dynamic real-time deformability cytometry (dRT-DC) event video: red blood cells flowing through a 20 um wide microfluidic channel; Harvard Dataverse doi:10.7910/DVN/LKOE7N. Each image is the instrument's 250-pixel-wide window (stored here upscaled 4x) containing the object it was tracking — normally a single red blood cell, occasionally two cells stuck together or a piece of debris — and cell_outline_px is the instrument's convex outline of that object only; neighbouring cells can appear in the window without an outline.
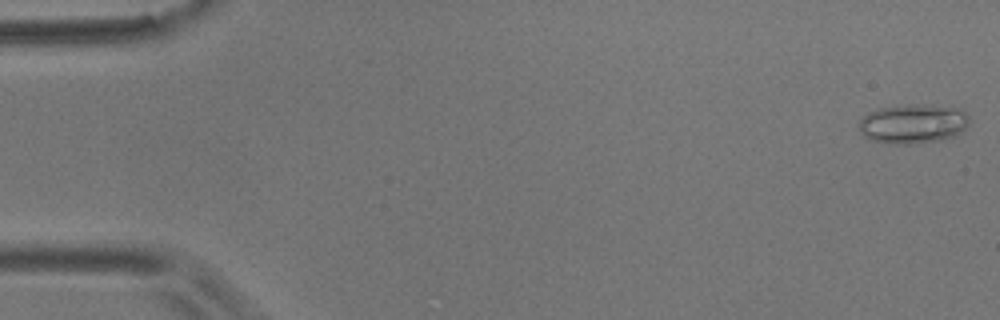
{"species": "common noctule bat (a hibernating species)", "species_latin": "Nyctalus noctula", "temperature_condition": "room temperature", "stored_images_in_passage": 56, "camera_frame_rate_fps": 3000, "um_per_image_px": 0.085, "animal": {"sex": "male", "body_mass_g": 17.9}, "frame": {"image": 1, "passage_image": 1, "time_ms": 0.0, "image_size_px": [1000, 320], "cell_outline_px": [[968, 124], [960, 132], [952, 136], [940, 140], [912, 144], [904, 144], [872, 140], [864, 136], [860, 132], [856, 124], [868, 112], [880, 108], [916, 104], [924, 104], [956, 108], [964, 112], [968, 116]], "centroid_in_image_um": [77.57, 10.51], "position_along_channel_um": 7.4, "area_um2": 25.03}}
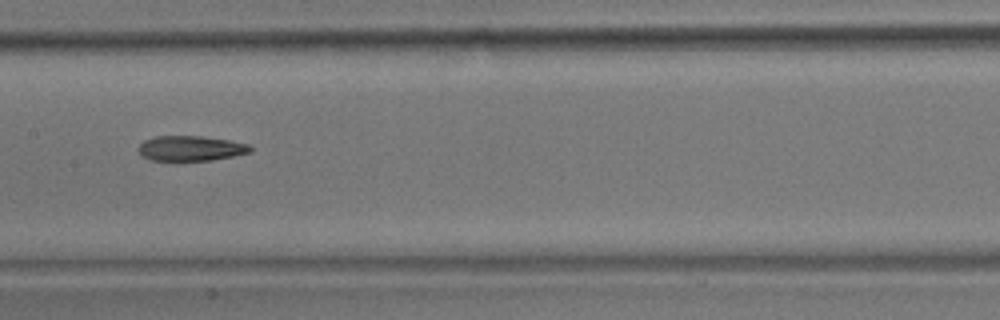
{"frame": {"image": 2, "passage_image": 28, "time_ms": 9.0, "image_size_px": [1000, 320], "cell_outline_px": [[252, 152], [212, 160], [148, 160], [140, 156], [136, 148], [144, 140], [156, 136], [200, 136], [228, 140], [248, 144], [252, 148]], "centroid_in_image_um": [16.15, 12.61], "position_along_channel_um": 191.2, "area_um2": 16.42}}
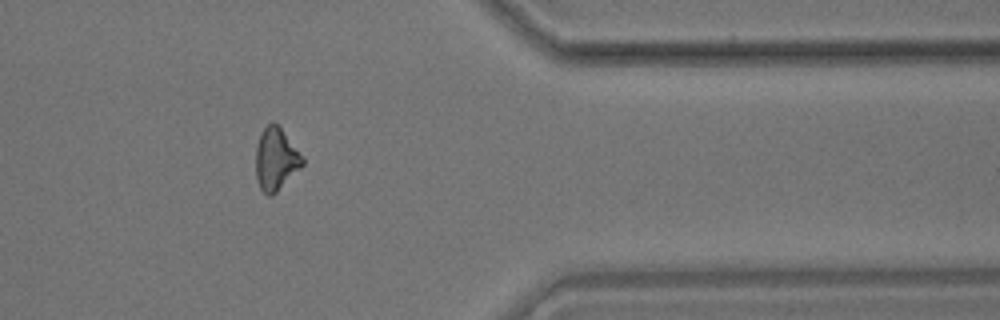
{"frame": {"image": 3, "passage_image": 46, "time_ms": 15.0, "image_size_px": [1000, 320], "cell_outline_px": [[304, 164], [272, 196], [268, 196], [260, 188], [256, 180], [256, 144], [260, 132], [272, 120], [280, 128], [304, 160]], "centroid_in_image_um": [23.4, 13.54], "position_along_channel_um": 388.0, "area_um2": 16.65}, "authors_computed_cell_mechanics": {"area_um2": 17.3111, "velocity_mm_per_s": 3.5732, "shape_relaxation_time_tau1_ms": 9.2418, "shape_relaxation_time_tau2_ms": 10.3832, "deformation_change_tau1": 0.2099, "deformation_change_tau2": 0.2012}}